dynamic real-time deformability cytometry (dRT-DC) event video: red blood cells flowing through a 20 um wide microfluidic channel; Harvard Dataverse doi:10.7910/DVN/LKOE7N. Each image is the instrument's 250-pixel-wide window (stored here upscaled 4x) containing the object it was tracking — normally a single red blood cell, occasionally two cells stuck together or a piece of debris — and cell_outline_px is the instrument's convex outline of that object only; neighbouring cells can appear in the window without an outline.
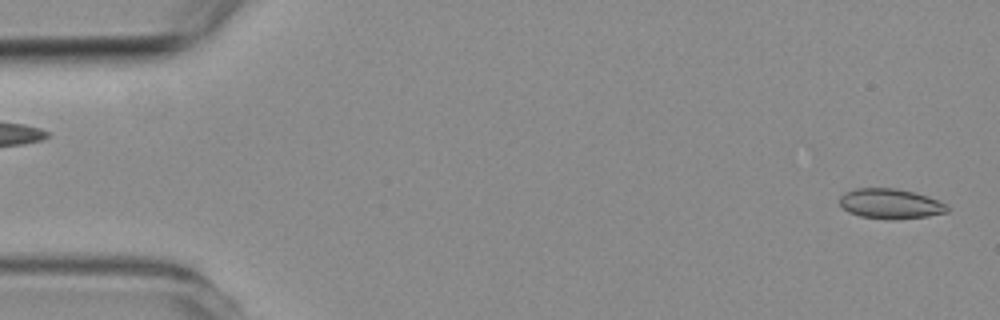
{"species": "common noctule bat (a hibernating species)", "species_latin": "Nyctalus noctula", "temperature_condition": "room temperature", "stored_images_in_passage": 5, "camera_frame_rate_fps": 3000, "um_per_image_px": 0.085, "animal": {"sex": "female", "body_mass_g": 19.3, "forearm_length_mm": 54.1}, "frame": {"image": 1, "passage_image": 1, "time_ms": 0.0, "image_size_px": [1000, 320], "cell_outline_px": [[948, 212], [928, 216], [892, 220], [888, 220], [860, 216], [848, 212], [840, 204], [840, 196], [844, 192], [856, 188], [896, 188], [916, 192], [928, 196], [948, 204]], "centroid_in_image_um": [75.7, 17.32], "position_along_channel_um": 9.3, "area_um2": 19.07}}